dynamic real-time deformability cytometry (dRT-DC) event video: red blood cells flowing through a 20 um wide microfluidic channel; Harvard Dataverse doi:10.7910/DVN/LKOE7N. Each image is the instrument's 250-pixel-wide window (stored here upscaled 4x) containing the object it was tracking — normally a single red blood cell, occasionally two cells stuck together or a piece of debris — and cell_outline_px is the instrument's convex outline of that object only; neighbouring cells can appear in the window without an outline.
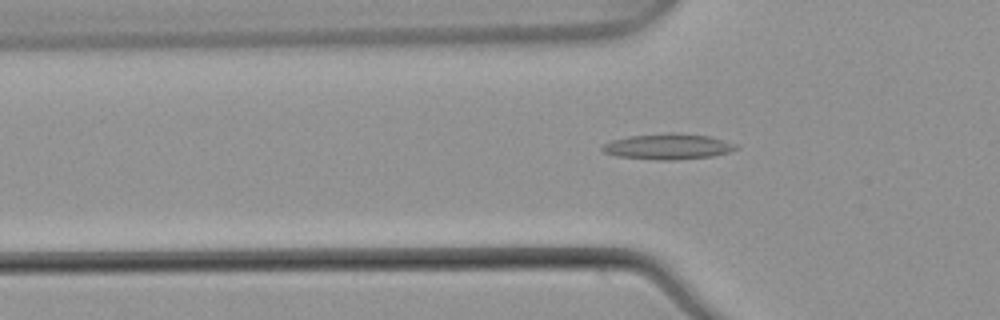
{"species": "common noctule bat (a hibernating species)", "species_latin": "Nyctalus noctula", "temperature_condition": "warm", "stored_images_in_passage": 50, "camera_frame_rate_fps": 3000, "um_per_image_px": 0.085, "animal": {"sex": "male", "body_mass_g": 21.5, "forearm_length_mm": 52.0}, "frame": {"image": 1, "passage_image": 17, "time_ms": 5.333, "image_size_px": [1000, 320], "cell_outline_px": [[736, 148], [728, 152], [712, 156], [672, 160], [656, 160], [616, 156], [604, 152], [600, 148], [604, 144], [612, 140], [628, 136], [668, 132], [676, 132], [712, 136], [736, 144]], "centroid_in_image_um": [56.76, 12.44], "position_along_channel_um": 69.0, "area_um2": 20.11}}
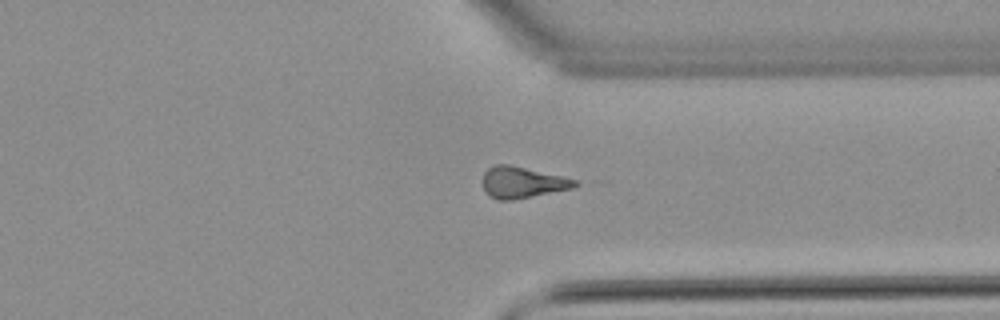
{"frame": {"image": 2, "passage_image": 40, "time_ms": 13.0, "image_size_px": [1000, 320], "cell_outline_px": [[580, 184], [572, 188], [512, 200], [496, 200], [488, 196], [484, 192], [484, 172], [488, 168], [496, 164], [508, 164], [560, 176], [576, 180]], "centroid_in_image_um": [44.35, 15.51], "position_along_channel_um": 367.0, "area_um2": 16.59}}
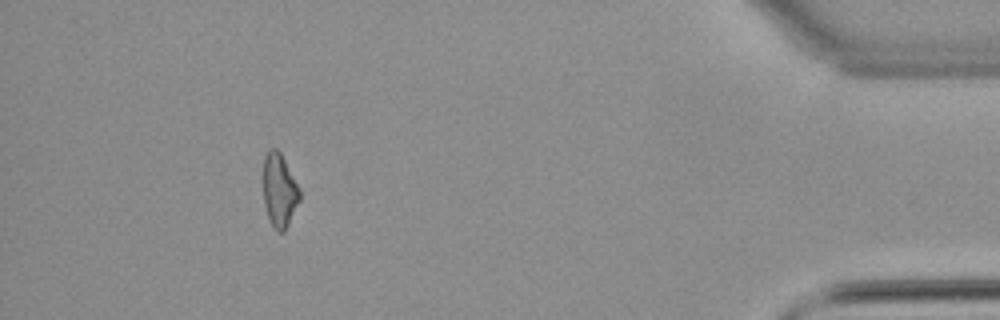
{"frame": {"image": 3, "passage_image": 48, "time_ms": 15.667, "image_size_px": [1000, 320], "cell_outline_px": [[300, 200], [284, 232], [276, 232], [268, 216], [264, 204], [264, 156], [268, 148], [276, 148], [280, 152], [300, 188]], "centroid_in_image_um": [23.75, 16.17], "position_along_channel_um": 411.4, "area_um2": 15.55}}